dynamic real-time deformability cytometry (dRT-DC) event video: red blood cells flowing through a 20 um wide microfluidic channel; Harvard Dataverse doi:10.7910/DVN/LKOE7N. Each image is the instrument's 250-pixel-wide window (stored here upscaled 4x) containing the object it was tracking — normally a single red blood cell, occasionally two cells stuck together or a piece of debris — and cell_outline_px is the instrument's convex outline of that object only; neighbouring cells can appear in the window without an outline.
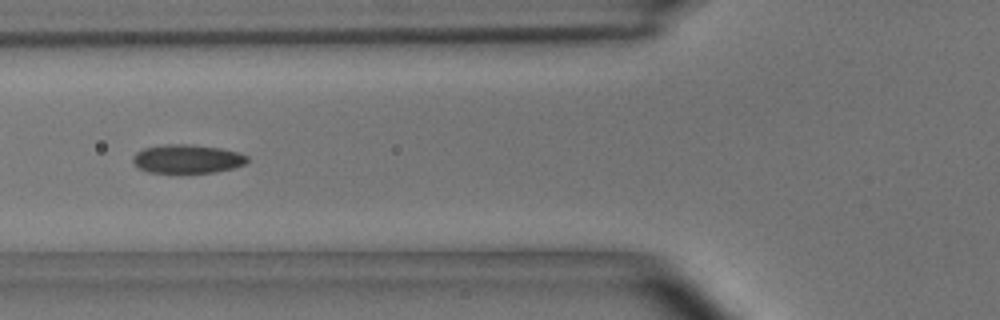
{"species": "common noctule bat (a hibernating species)", "species_latin": "Nyctalus noctula", "temperature_condition": "room temperature", "stored_images_in_passage": 27, "camera_frame_rate_fps": 3000, "um_per_image_px": 0.085, "animal": {"sex": "male", "body_mass_g": 15.6}, "frame": {"image": 1, "passage_image": 20, "time_ms": 6.333, "image_size_px": [1000, 320], "cell_outline_px": [[248, 160], [244, 164], [232, 168], [216, 172], [148, 172], [132, 164], [132, 156], [136, 152], [144, 148], [168, 144], [188, 144], [220, 148], [236, 152], [248, 156]], "centroid_in_image_um": [15.88, 13.5], "position_along_channel_um": 109.9, "area_um2": 18.96}}